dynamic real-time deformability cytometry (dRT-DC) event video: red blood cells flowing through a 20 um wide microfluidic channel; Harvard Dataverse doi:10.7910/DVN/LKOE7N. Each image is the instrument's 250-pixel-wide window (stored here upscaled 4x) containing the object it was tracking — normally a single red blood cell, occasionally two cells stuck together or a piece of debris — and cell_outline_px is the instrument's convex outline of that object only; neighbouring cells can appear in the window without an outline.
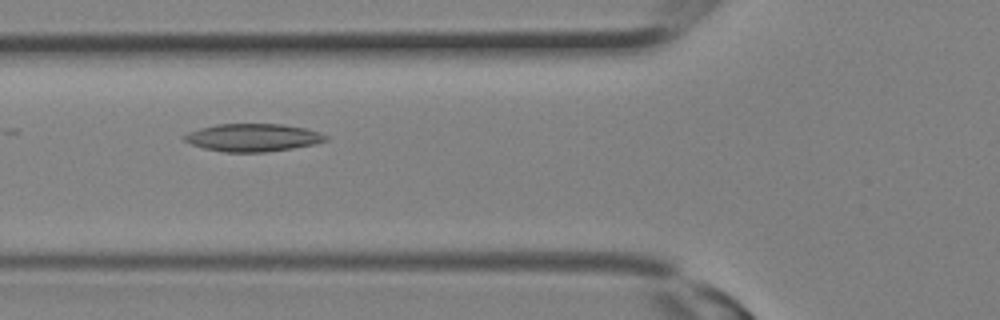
{"species": "Egyptian fruit bat (a non-hibernating species)", "species_latin": "Rousettus aegyptiacus", "temperature_condition": "room temperature", "stored_images_in_passage": 15, "camera_frame_rate_fps": 3000, "um_per_image_px": 0.085, "animal": {"sex": "female"}, "frame": {"image": 1, "passage_image": 5, "time_ms": 1.333, "image_size_px": [1000, 320], "cell_outline_px": [[328, 140], [312, 144], [292, 148], [268, 152], [224, 152], [204, 148], [192, 144], [184, 140], [184, 136], [188, 132], [200, 128], [216, 124], [284, 124], [304, 128], [320, 132], [328, 136]], "centroid_in_image_um": [21.5, 11.69], "position_along_channel_um": 104.3, "area_um2": 22.77}}
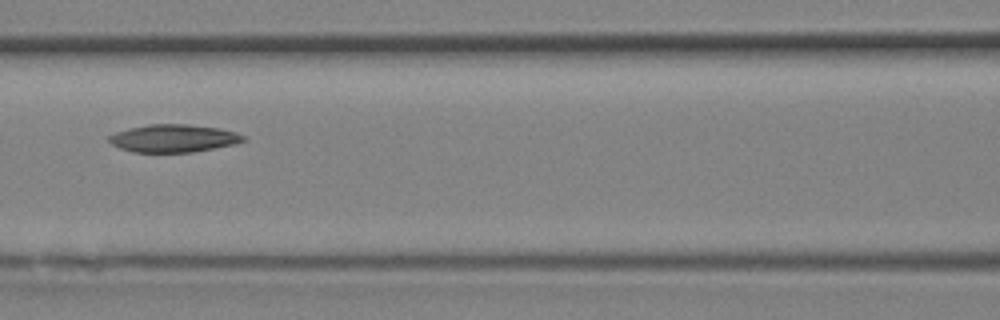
{"frame": {"image": 2, "passage_image": 7, "time_ms": 2.0, "image_size_px": [1000, 320], "cell_outline_px": [[248, 140], [236, 144], [192, 152], [132, 152], [120, 148], [112, 144], [108, 140], [108, 136], [116, 132], [148, 124], [188, 124], [220, 128], [236, 132], [244, 136]], "centroid_in_image_um": [14.79, 11.75], "position_along_channel_um": 151.8, "area_um2": 21.73}}
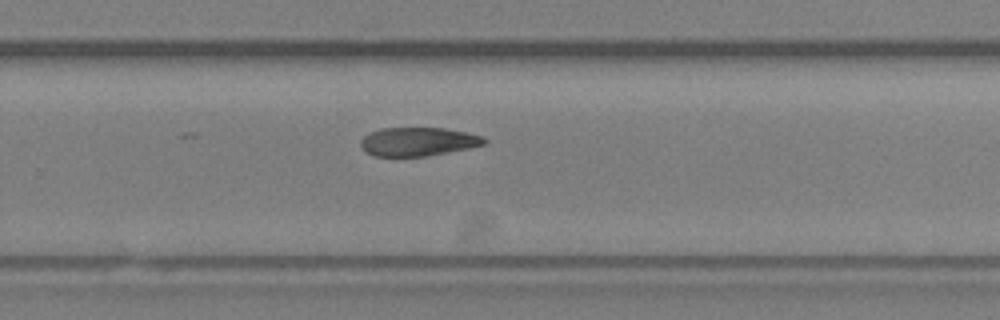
{"frame": {"image": 3, "passage_image": 13, "time_ms": 4.0, "image_size_px": [1000, 320], "cell_outline_px": [[488, 140], [484, 144], [468, 148], [448, 152], [424, 156], [376, 156], [368, 152], [360, 144], [360, 140], [368, 132], [380, 128], [444, 128], [484, 136]], "centroid_in_image_um": [35.53, 12.03], "position_along_channel_um": 294.3, "area_um2": 20.46}}